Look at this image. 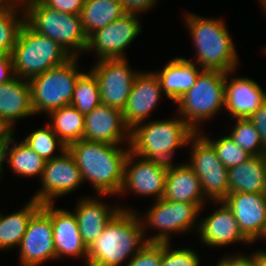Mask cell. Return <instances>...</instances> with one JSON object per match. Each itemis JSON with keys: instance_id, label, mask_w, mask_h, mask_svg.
I'll return each mask as SVG.
<instances>
[{"instance_id": "cell-30", "label": "cell", "mask_w": 266, "mask_h": 266, "mask_svg": "<svg viewBox=\"0 0 266 266\" xmlns=\"http://www.w3.org/2000/svg\"><path fill=\"white\" fill-rule=\"evenodd\" d=\"M121 0H85L81 11V20L89 37L125 14Z\"/></svg>"}, {"instance_id": "cell-49", "label": "cell", "mask_w": 266, "mask_h": 266, "mask_svg": "<svg viewBox=\"0 0 266 266\" xmlns=\"http://www.w3.org/2000/svg\"><path fill=\"white\" fill-rule=\"evenodd\" d=\"M261 242H262V240L264 241V243L266 242V229H265V232H264V234L262 235V237H261Z\"/></svg>"}, {"instance_id": "cell-47", "label": "cell", "mask_w": 266, "mask_h": 266, "mask_svg": "<svg viewBox=\"0 0 266 266\" xmlns=\"http://www.w3.org/2000/svg\"><path fill=\"white\" fill-rule=\"evenodd\" d=\"M4 179L3 177V164H2V155L0 151V182Z\"/></svg>"}, {"instance_id": "cell-19", "label": "cell", "mask_w": 266, "mask_h": 266, "mask_svg": "<svg viewBox=\"0 0 266 266\" xmlns=\"http://www.w3.org/2000/svg\"><path fill=\"white\" fill-rule=\"evenodd\" d=\"M41 207L50 215L53 225V241L57 261L83 259L87 263V247L82 240L78 223L73 211L56 206L55 203L42 204Z\"/></svg>"}, {"instance_id": "cell-50", "label": "cell", "mask_w": 266, "mask_h": 266, "mask_svg": "<svg viewBox=\"0 0 266 266\" xmlns=\"http://www.w3.org/2000/svg\"><path fill=\"white\" fill-rule=\"evenodd\" d=\"M261 50H262V52H261V53H262V54H263V53H265V54H263V55H264V56H266V46H264V48H263V49H261Z\"/></svg>"}, {"instance_id": "cell-17", "label": "cell", "mask_w": 266, "mask_h": 266, "mask_svg": "<svg viewBox=\"0 0 266 266\" xmlns=\"http://www.w3.org/2000/svg\"><path fill=\"white\" fill-rule=\"evenodd\" d=\"M106 197L109 198L111 195L92 194L91 196H79L72 209L86 247L103 233L104 227L120 210H136L135 208L127 207L122 202H116V204L115 202H112L113 204L107 203Z\"/></svg>"}, {"instance_id": "cell-8", "label": "cell", "mask_w": 266, "mask_h": 266, "mask_svg": "<svg viewBox=\"0 0 266 266\" xmlns=\"http://www.w3.org/2000/svg\"><path fill=\"white\" fill-rule=\"evenodd\" d=\"M11 56L15 76L26 80L72 58L56 41L37 33L26 22L20 29Z\"/></svg>"}, {"instance_id": "cell-11", "label": "cell", "mask_w": 266, "mask_h": 266, "mask_svg": "<svg viewBox=\"0 0 266 266\" xmlns=\"http://www.w3.org/2000/svg\"><path fill=\"white\" fill-rule=\"evenodd\" d=\"M142 15L125 13L109 25L96 30L88 37L85 54L94 53L95 61L128 58L125 53L144 29Z\"/></svg>"}, {"instance_id": "cell-43", "label": "cell", "mask_w": 266, "mask_h": 266, "mask_svg": "<svg viewBox=\"0 0 266 266\" xmlns=\"http://www.w3.org/2000/svg\"><path fill=\"white\" fill-rule=\"evenodd\" d=\"M256 248L255 251H252L248 255L250 258L253 260L255 266H266V250L259 248L257 250Z\"/></svg>"}, {"instance_id": "cell-26", "label": "cell", "mask_w": 266, "mask_h": 266, "mask_svg": "<svg viewBox=\"0 0 266 266\" xmlns=\"http://www.w3.org/2000/svg\"><path fill=\"white\" fill-rule=\"evenodd\" d=\"M16 131L8 137L1 150L3 175L4 165L9 167L14 176L25 178L37 177L41 179L46 161L34 152L23 140H17Z\"/></svg>"}, {"instance_id": "cell-27", "label": "cell", "mask_w": 266, "mask_h": 266, "mask_svg": "<svg viewBox=\"0 0 266 266\" xmlns=\"http://www.w3.org/2000/svg\"><path fill=\"white\" fill-rule=\"evenodd\" d=\"M230 193H266V155L251 156L228 169Z\"/></svg>"}, {"instance_id": "cell-6", "label": "cell", "mask_w": 266, "mask_h": 266, "mask_svg": "<svg viewBox=\"0 0 266 266\" xmlns=\"http://www.w3.org/2000/svg\"><path fill=\"white\" fill-rule=\"evenodd\" d=\"M25 22L37 33L56 41L72 57L85 54L88 45L81 15L66 14L33 0L24 6Z\"/></svg>"}, {"instance_id": "cell-29", "label": "cell", "mask_w": 266, "mask_h": 266, "mask_svg": "<svg viewBox=\"0 0 266 266\" xmlns=\"http://www.w3.org/2000/svg\"><path fill=\"white\" fill-rule=\"evenodd\" d=\"M46 117V122L66 147L83 139L85 115L74 106H63L53 110Z\"/></svg>"}, {"instance_id": "cell-23", "label": "cell", "mask_w": 266, "mask_h": 266, "mask_svg": "<svg viewBox=\"0 0 266 266\" xmlns=\"http://www.w3.org/2000/svg\"><path fill=\"white\" fill-rule=\"evenodd\" d=\"M163 198L175 202L195 203L201 209L212 205V201L203 194L199 177L185 161L168 166Z\"/></svg>"}, {"instance_id": "cell-10", "label": "cell", "mask_w": 266, "mask_h": 266, "mask_svg": "<svg viewBox=\"0 0 266 266\" xmlns=\"http://www.w3.org/2000/svg\"><path fill=\"white\" fill-rule=\"evenodd\" d=\"M187 149L190 159L185 162L199 177L204 196L209 201H222L230 193L228 168L218 159L213 145L196 132L190 138Z\"/></svg>"}, {"instance_id": "cell-35", "label": "cell", "mask_w": 266, "mask_h": 266, "mask_svg": "<svg viewBox=\"0 0 266 266\" xmlns=\"http://www.w3.org/2000/svg\"><path fill=\"white\" fill-rule=\"evenodd\" d=\"M200 133L213 145L218 159L228 169L243 163L252 156L235 143L228 134L214 139L204 130H201Z\"/></svg>"}, {"instance_id": "cell-9", "label": "cell", "mask_w": 266, "mask_h": 266, "mask_svg": "<svg viewBox=\"0 0 266 266\" xmlns=\"http://www.w3.org/2000/svg\"><path fill=\"white\" fill-rule=\"evenodd\" d=\"M80 59L72 57L63 65L28 80L35 116H47L53 110L71 104L77 79L84 72Z\"/></svg>"}, {"instance_id": "cell-4", "label": "cell", "mask_w": 266, "mask_h": 266, "mask_svg": "<svg viewBox=\"0 0 266 266\" xmlns=\"http://www.w3.org/2000/svg\"><path fill=\"white\" fill-rule=\"evenodd\" d=\"M195 133L175 112L171 118L150 119L131 129L130 151L141 158L171 165L177 150L186 149Z\"/></svg>"}, {"instance_id": "cell-28", "label": "cell", "mask_w": 266, "mask_h": 266, "mask_svg": "<svg viewBox=\"0 0 266 266\" xmlns=\"http://www.w3.org/2000/svg\"><path fill=\"white\" fill-rule=\"evenodd\" d=\"M41 203L29 198L22 207L10 213H2L0 210V251L17 249L26 232V227L34 215L41 207Z\"/></svg>"}, {"instance_id": "cell-14", "label": "cell", "mask_w": 266, "mask_h": 266, "mask_svg": "<svg viewBox=\"0 0 266 266\" xmlns=\"http://www.w3.org/2000/svg\"><path fill=\"white\" fill-rule=\"evenodd\" d=\"M40 189L32 197L41 204L56 203L58 198L74 193L84 184L74 156L66 149L60 156L46 161Z\"/></svg>"}, {"instance_id": "cell-24", "label": "cell", "mask_w": 266, "mask_h": 266, "mask_svg": "<svg viewBox=\"0 0 266 266\" xmlns=\"http://www.w3.org/2000/svg\"><path fill=\"white\" fill-rule=\"evenodd\" d=\"M35 117L28 80L15 77L0 86V120L13 132L20 120Z\"/></svg>"}, {"instance_id": "cell-46", "label": "cell", "mask_w": 266, "mask_h": 266, "mask_svg": "<svg viewBox=\"0 0 266 266\" xmlns=\"http://www.w3.org/2000/svg\"><path fill=\"white\" fill-rule=\"evenodd\" d=\"M258 1L260 3L259 5L261 6V12L263 11V15L266 14V0H258Z\"/></svg>"}, {"instance_id": "cell-20", "label": "cell", "mask_w": 266, "mask_h": 266, "mask_svg": "<svg viewBox=\"0 0 266 266\" xmlns=\"http://www.w3.org/2000/svg\"><path fill=\"white\" fill-rule=\"evenodd\" d=\"M236 72L237 70L227 72L225 77L223 111L230 116V120L249 118L266 100V88L251 77L234 76Z\"/></svg>"}, {"instance_id": "cell-5", "label": "cell", "mask_w": 266, "mask_h": 266, "mask_svg": "<svg viewBox=\"0 0 266 266\" xmlns=\"http://www.w3.org/2000/svg\"><path fill=\"white\" fill-rule=\"evenodd\" d=\"M151 203L143 214L136 208L146 242L172 243L171 238L175 234L183 236L190 234V231L197 234L200 213L206 210L205 207L201 209L195 203L175 202L165 198ZM150 229H154L152 232L155 233Z\"/></svg>"}, {"instance_id": "cell-45", "label": "cell", "mask_w": 266, "mask_h": 266, "mask_svg": "<svg viewBox=\"0 0 266 266\" xmlns=\"http://www.w3.org/2000/svg\"><path fill=\"white\" fill-rule=\"evenodd\" d=\"M17 5L13 0H0V10L16 7Z\"/></svg>"}, {"instance_id": "cell-21", "label": "cell", "mask_w": 266, "mask_h": 266, "mask_svg": "<svg viewBox=\"0 0 266 266\" xmlns=\"http://www.w3.org/2000/svg\"><path fill=\"white\" fill-rule=\"evenodd\" d=\"M222 201L233 212L241 232L258 243L266 229V193H229Z\"/></svg>"}, {"instance_id": "cell-16", "label": "cell", "mask_w": 266, "mask_h": 266, "mask_svg": "<svg viewBox=\"0 0 266 266\" xmlns=\"http://www.w3.org/2000/svg\"><path fill=\"white\" fill-rule=\"evenodd\" d=\"M214 203V204H213ZM214 210L206 217L200 214L197 238L199 245L208 248H223L228 245L242 244L253 246V243L241 232L233 212L223 201H212Z\"/></svg>"}, {"instance_id": "cell-22", "label": "cell", "mask_w": 266, "mask_h": 266, "mask_svg": "<svg viewBox=\"0 0 266 266\" xmlns=\"http://www.w3.org/2000/svg\"><path fill=\"white\" fill-rule=\"evenodd\" d=\"M83 139L114 145H130L131 129L126 125L121 110L101 103L85 115Z\"/></svg>"}, {"instance_id": "cell-7", "label": "cell", "mask_w": 266, "mask_h": 266, "mask_svg": "<svg viewBox=\"0 0 266 266\" xmlns=\"http://www.w3.org/2000/svg\"><path fill=\"white\" fill-rule=\"evenodd\" d=\"M225 77L223 71L202 70L195 85L174 103L177 105L176 113L196 132L204 128V122L206 124L223 113Z\"/></svg>"}, {"instance_id": "cell-33", "label": "cell", "mask_w": 266, "mask_h": 266, "mask_svg": "<svg viewBox=\"0 0 266 266\" xmlns=\"http://www.w3.org/2000/svg\"><path fill=\"white\" fill-rule=\"evenodd\" d=\"M100 104L101 96L97 78L90 70H85L77 79L70 105L86 115Z\"/></svg>"}, {"instance_id": "cell-2", "label": "cell", "mask_w": 266, "mask_h": 266, "mask_svg": "<svg viewBox=\"0 0 266 266\" xmlns=\"http://www.w3.org/2000/svg\"><path fill=\"white\" fill-rule=\"evenodd\" d=\"M67 149L74 156L84 183L96 195L118 196L124 181V164L130 145H114L81 139Z\"/></svg>"}, {"instance_id": "cell-18", "label": "cell", "mask_w": 266, "mask_h": 266, "mask_svg": "<svg viewBox=\"0 0 266 266\" xmlns=\"http://www.w3.org/2000/svg\"><path fill=\"white\" fill-rule=\"evenodd\" d=\"M169 100L153 70H141L135 78L123 116L126 125L133 129L137 124L150 120L161 101Z\"/></svg>"}, {"instance_id": "cell-38", "label": "cell", "mask_w": 266, "mask_h": 266, "mask_svg": "<svg viewBox=\"0 0 266 266\" xmlns=\"http://www.w3.org/2000/svg\"><path fill=\"white\" fill-rule=\"evenodd\" d=\"M45 6L66 14H81L85 0H40Z\"/></svg>"}, {"instance_id": "cell-15", "label": "cell", "mask_w": 266, "mask_h": 266, "mask_svg": "<svg viewBox=\"0 0 266 266\" xmlns=\"http://www.w3.org/2000/svg\"><path fill=\"white\" fill-rule=\"evenodd\" d=\"M17 249L20 266H42L52 260L57 262L51 217L42 207L29 220Z\"/></svg>"}, {"instance_id": "cell-37", "label": "cell", "mask_w": 266, "mask_h": 266, "mask_svg": "<svg viewBox=\"0 0 266 266\" xmlns=\"http://www.w3.org/2000/svg\"><path fill=\"white\" fill-rule=\"evenodd\" d=\"M161 243L147 242L125 266H160Z\"/></svg>"}, {"instance_id": "cell-39", "label": "cell", "mask_w": 266, "mask_h": 266, "mask_svg": "<svg viewBox=\"0 0 266 266\" xmlns=\"http://www.w3.org/2000/svg\"><path fill=\"white\" fill-rule=\"evenodd\" d=\"M245 253L246 252L243 253L242 251L241 253L230 252V254L229 252H226L221 258H219V260H217L215 266H255L248 253Z\"/></svg>"}, {"instance_id": "cell-1", "label": "cell", "mask_w": 266, "mask_h": 266, "mask_svg": "<svg viewBox=\"0 0 266 266\" xmlns=\"http://www.w3.org/2000/svg\"><path fill=\"white\" fill-rule=\"evenodd\" d=\"M185 30L189 32L194 46L196 63L202 70L230 72L240 67V57L225 19L200 16L193 12L182 14ZM187 28V29H186Z\"/></svg>"}, {"instance_id": "cell-36", "label": "cell", "mask_w": 266, "mask_h": 266, "mask_svg": "<svg viewBox=\"0 0 266 266\" xmlns=\"http://www.w3.org/2000/svg\"><path fill=\"white\" fill-rule=\"evenodd\" d=\"M173 248L171 243H161L160 266H201V255L193 246L192 249L186 246Z\"/></svg>"}, {"instance_id": "cell-31", "label": "cell", "mask_w": 266, "mask_h": 266, "mask_svg": "<svg viewBox=\"0 0 266 266\" xmlns=\"http://www.w3.org/2000/svg\"><path fill=\"white\" fill-rule=\"evenodd\" d=\"M22 140L45 161L60 156L67 149L47 122L43 127L29 132Z\"/></svg>"}, {"instance_id": "cell-42", "label": "cell", "mask_w": 266, "mask_h": 266, "mask_svg": "<svg viewBox=\"0 0 266 266\" xmlns=\"http://www.w3.org/2000/svg\"><path fill=\"white\" fill-rule=\"evenodd\" d=\"M13 70L12 56L5 55L0 57V86L15 78Z\"/></svg>"}, {"instance_id": "cell-48", "label": "cell", "mask_w": 266, "mask_h": 266, "mask_svg": "<svg viewBox=\"0 0 266 266\" xmlns=\"http://www.w3.org/2000/svg\"><path fill=\"white\" fill-rule=\"evenodd\" d=\"M16 4L24 6L26 3L33 0H13Z\"/></svg>"}, {"instance_id": "cell-40", "label": "cell", "mask_w": 266, "mask_h": 266, "mask_svg": "<svg viewBox=\"0 0 266 266\" xmlns=\"http://www.w3.org/2000/svg\"><path fill=\"white\" fill-rule=\"evenodd\" d=\"M126 13L147 14L159 4V0H121Z\"/></svg>"}, {"instance_id": "cell-32", "label": "cell", "mask_w": 266, "mask_h": 266, "mask_svg": "<svg viewBox=\"0 0 266 266\" xmlns=\"http://www.w3.org/2000/svg\"><path fill=\"white\" fill-rule=\"evenodd\" d=\"M24 23L25 11L22 5L0 10V57L11 55Z\"/></svg>"}, {"instance_id": "cell-41", "label": "cell", "mask_w": 266, "mask_h": 266, "mask_svg": "<svg viewBox=\"0 0 266 266\" xmlns=\"http://www.w3.org/2000/svg\"><path fill=\"white\" fill-rule=\"evenodd\" d=\"M248 119L257 129L260 140L266 148V100Z\"/></svg>"}, {"instance_id": "cell-12", "label": "cell", "mask_w": 266, "mask_h": 266, "mask_svg": "<svg viewBox=\"0 0 266 266\" xmlns=\"http://www.w3.org/2000/svg\"><path fill=\"white\" fill-rule=\"evenodd\" d=\"M89 70L97 78L101 103L123 112L141 70L132 68L128 58L98 60L91 64Z\"/></svg>"}, {"instance_id": "cell-25", "label": "cell", "mask_w": 266, "mask_h": 266, "mask_svg": "<svg viewBox=\"0 0 266 266\" xmlns=\"http://www.w3.org/2000/svg\"><path fill=\"white\" fill-rule=\"evenodd\" d=\"M158 76L163 93L173 104L195 85L202 69L184 57H174L164 67L153 70Z\"/></svg>"}, {"instance_id": "cell-44", "label": "cell", "mask_w": 266, "mask_h": 266, "mask_svg": "<svg viewBox=\"0 0 266 266\" xmlns=\"http://www.w3.org/2000/svg\"><path fill=\"white\" fill-rule=\"evenodd\" d=\"M13 131L0 120V151Z\"/></svg>"}, {"instance_id": "cell-13", "label": "cell", "mask_w": 266, "mask_h": 266, "mask_svg": "<svg viewBox=\"0 0 266 266\" xmlns=\"http://www.w3.org/2000/svg\"><path fill=\"white\" fill-rule=\"evenodd\" d=\"M168 164L141 158L131 151L124 164V181L119 198L131 193L139 197L163 198Z\"/></svg>"}, {"instance_id": "cell-34", "label": "cell", "mask_w": 266, "mask_h": 266, "mask_svg": "<svg viewBox=\"0 0 266 266\" xmlns=\"http://www.w3.org/2000/svg\"><path fill=\"white\" fill-rule=\"evenodd\" d=\"M232 120L235 122L227 133L229 137L252 156L266 155V148L252 122L248 118Z\"/></svg>"}, {"instance_id": "cell-3", "label": "cell", "mask_w": 266, "mask_h": 266, "mask_svg": "<svg viewBox=\"0 0 266 266\" xmlns=\"http://www.w3.org/2000/svg\"><path fill=\"white\" fill-rule=\"evenodd\" d=\"M136 210H120L87 247L85 266H125L145 244Z\"/></svg>"}]
</instances>
